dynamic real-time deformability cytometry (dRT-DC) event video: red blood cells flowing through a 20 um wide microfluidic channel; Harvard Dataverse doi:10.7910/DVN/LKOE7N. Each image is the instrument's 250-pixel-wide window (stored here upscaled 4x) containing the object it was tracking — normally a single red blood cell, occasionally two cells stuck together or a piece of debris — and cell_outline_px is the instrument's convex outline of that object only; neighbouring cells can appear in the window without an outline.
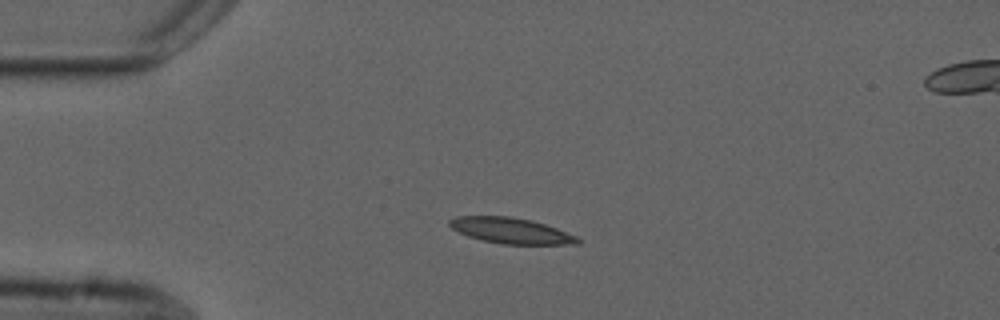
{"species": "common noctule bat (a hibernating species)", "species_latin": "Nyctalus noctula", "temperature_condition": "cold", "stored_images_in_passage": 3, "camera_frame_rate_fps": 3000, "um_per_image_px": 0.085, "animal": {"sex": "male", "forearm_length_mm": 52.5}, "frame": {"image": 1, "passage_image": 3, "time_ms": 2.667, "image_size_px": [1000, 320], "cell_outline_px": [[580, 244], [500, 244], [468, 236], [452, 228], [448, 224], [448, 220], [456, 216], [508, 216], [532, 220], [556, 228], [576, 236], [580, 240]], "centroid_in_image_um": [43.42, 19.6], "position_along_channel_um": 41.6, "area_um2": 19.07}}